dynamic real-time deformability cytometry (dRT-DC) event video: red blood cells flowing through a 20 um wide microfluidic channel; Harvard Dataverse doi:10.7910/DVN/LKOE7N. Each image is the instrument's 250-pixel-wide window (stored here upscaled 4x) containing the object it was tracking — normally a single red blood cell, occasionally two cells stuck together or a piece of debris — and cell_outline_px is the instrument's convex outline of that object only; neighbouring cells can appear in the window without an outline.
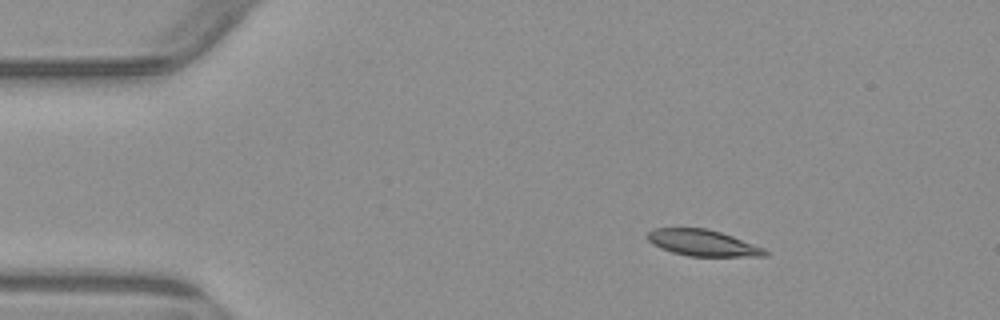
{"species": "common noctule bat (a hibernating species)", "species_latin": "Nyctalus noctula", "temperature_condition": "warm", "stored_images_in_passage": 3, "camera_frame_rate_fps": 3000, "um_per_image_px": 0.085, "animal": {"sex": "male", "body_mass_g": 23.1, "forearm_length_mm": 52.7}, "frame": {"image": 1, "passage_image": 2, "time_ms": 1.333, "image_size_px": [1000, 320], "cell_outline_px": [[768, 256], [688, 256], [672, 252], [660, 248], [652, 244], [644, 236], [652, 228], [708, 228], [732, 236], [764, 248], [768, 252]], "centroid_in_image_um": [59.68, 20.64], "position_along_channel_um": 25.3, "area_um2": 18.03}}